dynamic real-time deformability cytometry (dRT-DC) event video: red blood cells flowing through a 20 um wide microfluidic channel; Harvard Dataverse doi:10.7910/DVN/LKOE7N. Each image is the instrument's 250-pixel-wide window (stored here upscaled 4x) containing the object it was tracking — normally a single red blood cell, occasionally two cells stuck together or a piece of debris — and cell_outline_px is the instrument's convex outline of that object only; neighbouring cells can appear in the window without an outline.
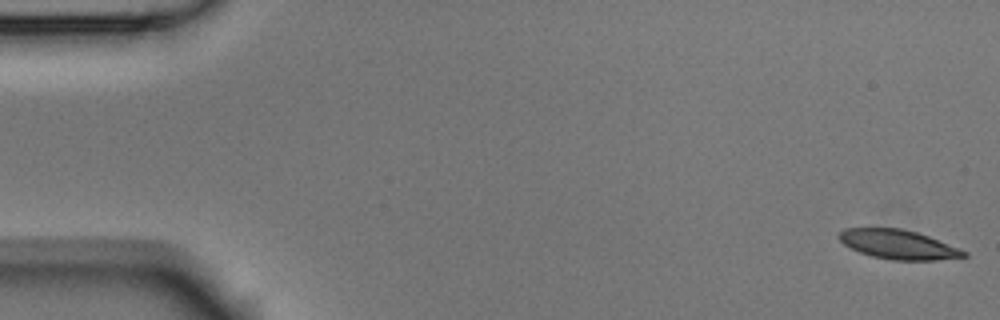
{"species": "Egyptian fruit bat (a non-hibernating species)", "species_latin": "Rousettus aegyptiacus", "temperature_condition": "room temperature", "stored_images_in_passage": 5, "camera_frame_rate_fps": 3000, "um_per_image_px": 0.085, "animal": {"sex": "male"}, "frame": {"image": 1, "passage_image": 1, "time_ms": 0.0, "image_size_px": [1000, 320], "cell_outline_px": [[968, 256], [936, 260], [892, 260], [872, 256], [860, 252], [844, 244], [836, 236], [844, 228], [900, 228], [916, 232], [928, 236], [960, 248], [968, 252]], "centroid_in_image_um": [76.36, 20.78], "position_along_channel_um": 8.6, "area_um2": 21.21}}
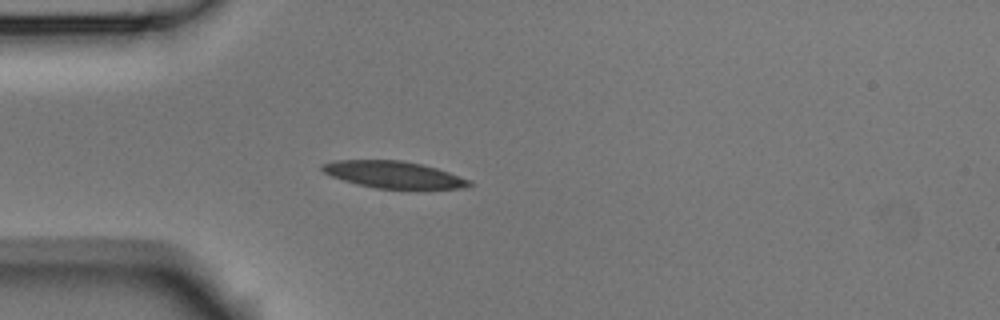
{"frame": {"image": 2, "passage_image": 5, "time_ms": 1.333, "image_size_px": [1000, 320], "cell_outline_px": [[472, 184], [468, 188], [376, 188], [356, 184], [332, 176], [324, 172], [320, 168], [320, 164], [332, 160], [404, 160], [436, 168], [472, 180]], "centroid_in_image_um": [33.43, 14.83], "position_along_channel_um": 51.6, "area_um2": 22.95}}